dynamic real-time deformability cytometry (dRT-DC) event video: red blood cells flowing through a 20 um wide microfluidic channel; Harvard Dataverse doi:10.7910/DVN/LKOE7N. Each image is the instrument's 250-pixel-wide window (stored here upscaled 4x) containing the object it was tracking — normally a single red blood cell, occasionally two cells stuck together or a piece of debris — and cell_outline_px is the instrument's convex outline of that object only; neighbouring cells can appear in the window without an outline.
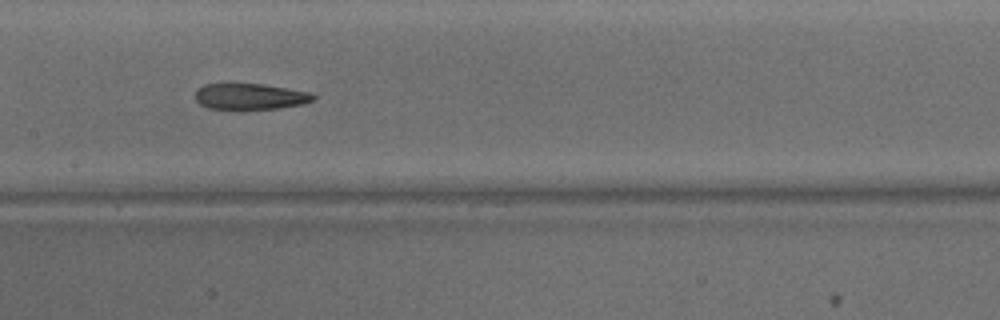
{"species": "common noctule bat (a hibernating species)", "species_latin": "Nyctalus noctula", "temperature_condition": "warm", "stored_images_in_passage": 35, "camera_frame_rate_fps": 3000, "um_per_image_px": 0.085, "animal": {"sex": "male", "body_mass_g": 15.6}, "frame": {"image": 1, "passage_image": 11, "time_ms": 3.333, "image_size_px": [1000, 320], "cell_outline_px": [[316, 100], [304, 104], [280, 108], [240, 112], [232, 112], [208, 108], [200, 104], [196, 100], [196, 92], [204, 84], [264, 84], [312, 92], [316, 96]], "centroid_in_image_um": [21.3, 8.26], "position_along_channel_um": 186.1, "area_um2": 18.9}}
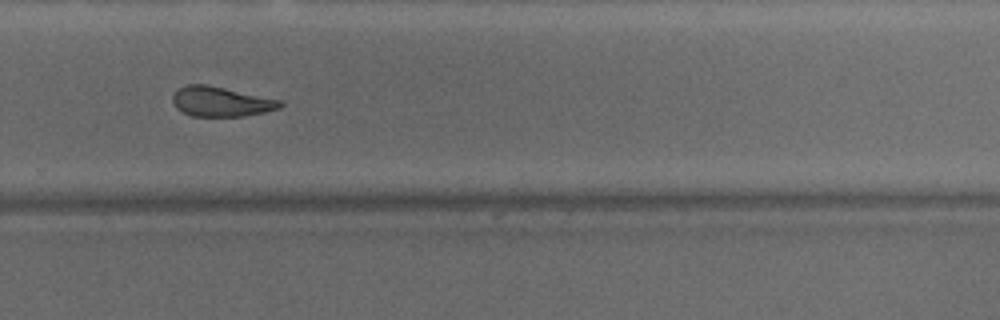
{"frame": {"image": 2, "passage_image": 20, "time_ms": 6.333, "image_size_px": [1000, 320], "cell_outline_px": [[284, 104], [280, 108], [264, 112], [244, 116], [192, 116], [176, 108], [172, 100], [172, 96], [176, 88], [184, 84], [208, 84], [284, 100]], "centroid_in_image_um": [18.79, 8.61], "position_along_channel_um": 311.0, "area_um2": 19.07}}
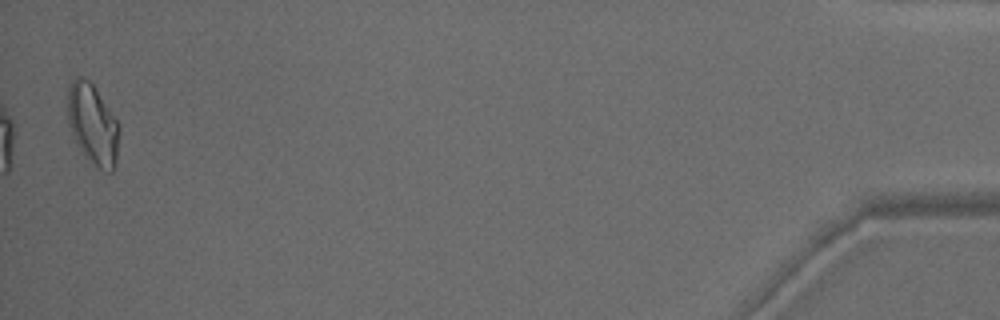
{"frame": {"image": 3, "passage_image": 35, "time_ms": 11.333, "image_size_px": [1000, 320], "cell_outline_px": [[120, 128], [116, 164], [112, 172], [108, 172], [92, 164], [80, 148], [68, 124], [68, 88], [72, 80], [76, 76], [80, 76], [88, 80], [96, 88], [120, 124]], "centroid_in_image_um": [7.91, 10.55], "position_along_channel_um": 427.3, "area_um2": 24.16}, "authors_computed_cell_mechanics": {"area_um2": 19.7676, "velocity_mm_per_s": 4.1765, "shape_relaxation_time_tau1_ms": 11.1071, "shape_relaxation_time_tau2_ms": 3.3279, "deformation_change_tau1": 0.2816, "deformation_change_tau2": 0.1287}}